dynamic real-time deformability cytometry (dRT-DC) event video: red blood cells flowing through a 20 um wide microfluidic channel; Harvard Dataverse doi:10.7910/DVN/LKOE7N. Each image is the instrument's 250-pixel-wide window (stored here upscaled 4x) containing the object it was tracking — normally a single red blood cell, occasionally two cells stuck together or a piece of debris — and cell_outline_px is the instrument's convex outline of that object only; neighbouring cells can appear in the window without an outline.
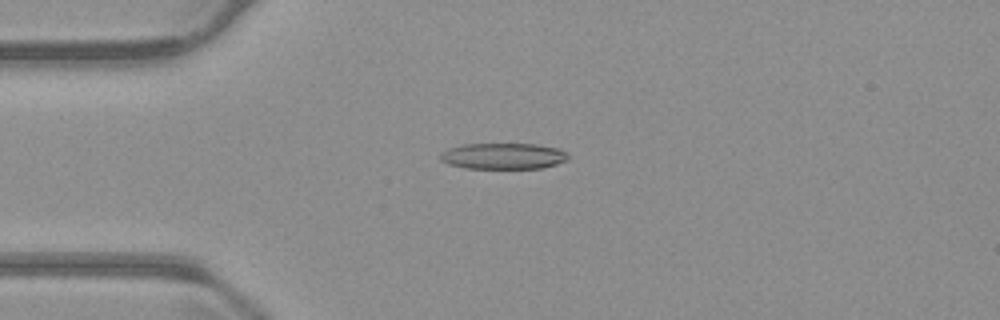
{"species": "common noctule bat (a hibernating species)", "species_latin": "Nyctalus noctula", "temperature_condition": "warm", "stored_images_in_passage": 55, "camera_frame_rate_fps": 3000, "um_per_image_px": 0.085, "animal": {"sex": "male", "body_mass_g": 23.1, "forearm_length_mm": 52.7}, "frame": {"image": 1, "passage_image": 14, "time_ms": 4.333, "image_size_px": [1000, 320], "cell_outline_px": [[568, 160], [544, 168], [464, 168], [448, 164], [440, 160], [440, 152], [448, 148], [464, 144], [536, 144], [560, 148], [568, 156]], "centroid_in_image_um": [42.76, 13.26], "position_along_channel_um": 42.2, "area_um2": 19.54}}
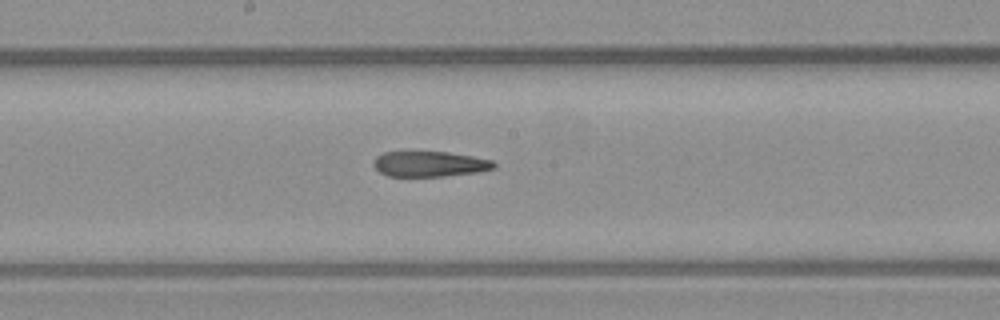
{"frame": {"image": 2, "passage_image": 29, "time_ms": 9.333, "image_size_px": [1000, 320], "cell_outline_px": [[496, 168], [476, 172], [444, 176], [388, 176], [380, 172], [372, 164], [372, 160], [376, 156], [384, 152], [404, 148], [448, 152], [472, 156], [492, 160], [496, 164]], "centroid_in_image_um": [36.43, 13.88], "position_along_channel_um": 211.8, "area_um2": 18.73}}
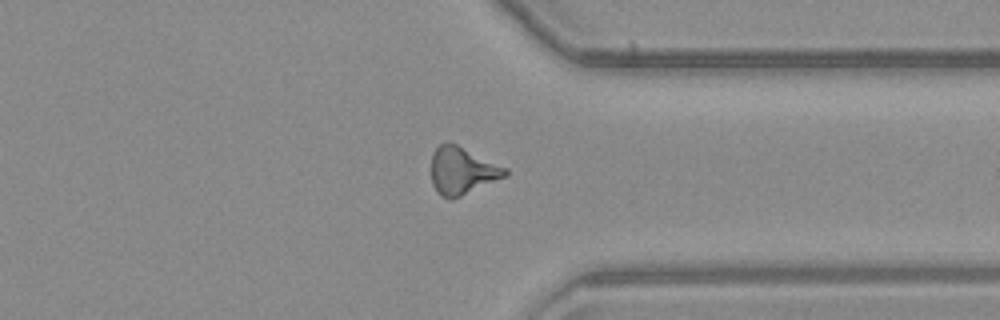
{"frame": {"image": 3, "passage_image": 42, "time_ms": 13.667, "image_size_px": [1000, 320], "cell_outline_px": [[508, 176], [452, 200], [440, 196], [436, 192], [432, 184], [432, 152], [440, 144], [448, 140], [508, 168]], "centroid_in_image_um": [39.29, 14.52], "position_along_channel_um": 372.1, "area_um2": 20.75}, "authors_computed_cell_mechanics": {"area_um2": 19.5942, "velocity_mm_per_s": 3.7847, "shape_relaxation_time_tau1_ms": null, "shape_relaxation_time_tau2_ms": 6.1398, "deformation_change_tau1": null, "deformation_change_tau2": 0.1912}}